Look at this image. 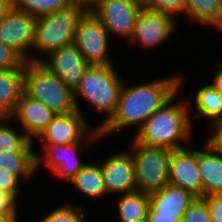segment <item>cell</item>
<instances>
[{
    "mask_svg": "<svg viewBox=\"0 0 222 222\" xmlns=\"http://www.w3.org/2000/svg\"><path fill=\"white\" fill-rule=\"evenodd\" d=\"M182 76L162 77L137 85L122 86L115 113L100 128V136H110L125 127L139 125L137 130L177 91L181 90ZM125 85V86H124Z\"/></svg>",
    "mask_w": 222,
    "mask_h": 222,
    "instance_id": "1",
    "label": "cell"
},
{
    "mask_svg": "<svg viewBox=\"0 0 222 222\" xmlns=\"http://www.w3.org/2000/svg\"><path fill=\"white\" fill-rule=\"evenodd\" d=\"M178 91L137 130L134 139L144 145L170 150L187 146L192 136V115L189 102H175Z\"/></svg>",
    "mask_w": 222,
    "mask_h": 222,
    "instance_id": "2",
    "label": "cell"
},
{
    "mask_svg": "<svg viewBox=\"0 0 222 222\" xmlns=\"http://www.w3.org/2000/svg\"><path fill=\"white\" fill-rule=\"evenodd\" d=\"M124 84L123 78L110 65H89L74 91V100L77 111L81 112L78 97L86 99L94 108L107 116L104 121L97 126L100 128L115 113L120 97V92Z\"/></svg>",
    "mask_w": 222,
    "mask_h": 222,
    "instance_id": "3",
    "label": "cell"
},
{
    "mask_svg": "<svg viewBox=\"0 0 222 222\" xmlns=\"http://www.w3.org/2000/svg\"><path fill=\"white\" fill-rule=\"evenodd\" d=\"M87 10L83 4L72 3L51 14L37 16L32 50L48 55L62 46L74 43L78 20Z\"/></svg>",
    "mask_w": 222,
    "mask_h": 222,
    "instance_id": "4",
    "label": "cell"
},
{
    "mask_svg": "<svg viewBox=\"0 0 222 222\" xmlns=\"http://www.w3.org/2000/svg\"><path fill=\"white\" fill-rule=\"evenodd\" d=\"M24 92L41 101L55 114L77 111L74 92L63 83L60 77L51 73L40 62H26Z\"/></svg>",
    "mask_w": 222,
    "mask_h": 222,
    "instance_id": "5",
    "label": "cell"
},
{
    "mask_svg": "<svg viewBox=\"0 0 222 222\" xmlns=\"http://www.w3.org/2000/svg\"><path fill=\"white\" fill-rule=\"evenodd\" d=\"M132 142L134 144L130 152L134 161L137 191L150 194L169 185L168 168L172 150L144 145L136 140Z\"/></svg>",
    "mask_w": 222,
    "mask_h": 222,
    "instance_id": "6",
    "label": "cell"
},
{
    "mask_svg": "<svg viewBox=\"0 0 222 222\" xmlns=\"http://www.w3.org/2000/svg\"><path fill=\"white\" fill-rule=\"evenodd\" d=\"M83 115L79 111L56 114L38 137L39 141H42V144L67 145L76 142L93 143L102 138L99 128L97 126L94 128L87 123Z\"/></svg>",
    "mask_w": 222,
    "mask_h": 222,
    "instance_id": "7",
    "label": "cell"
},
{
    "mask_svg": "<svg viewBox=\"0 0 222 222\" xmlns=\"http://www.w3.org/2000/svg\"><path fill=\"white\" fill-rule=\"evenodd\" d=\"M109 33L101 21L88 9L78 20L74 44L89 65H110Z\"/></svg>",
    "mask_w": 222,
    "mask_h": 222,
    "instance_id": "8",
    "label": "cell"
},
{
    "mask_svg": "<svg viewBox=\"0 0 222 222\" xmlns=\"http://www.w3.org/2000/svg\"><path fill=\"white\" fill-rule=\"evenodd\" d=\"M141 7V0H98L89 9L111 36L129 40Z\"/></svg>",
    "mask_w": 222,
    "mask_h": 222,
    "instance_id": "9",
    "label": "cell"
},
{
    "mask_svg": "<svg viewBox=\"0 0 222 222\" xmlns=\"http://www.w3.org/2000/svg\"><path fill=\"white\" fill-rule=\"evenodd\" d=\"M35 21V16L14 7L0 19V41L13 47L30 62H40L37 55H29L34 42Z\"/></svg>",
    "mask_w": 222,
    "mask_h": 222,
    "instance_id": "10",
    "label": "cell"
},
{
    "mask_svg": "<svg viewBox=\"0 0 222 222\" xmlns=\"http://www.w3.org/2000/svg\"><path fill=\"white\" fill-rule=\"evenodd\" d=\"M175 23V16L142 6L129 41L154 48L173 34Z\"/></svg>",
    "mask_w": 222,
    "mask_h": 222,
    "instance_id": "11",
    "label": "cell"
},
{
    "mask_svg": "<svg viewBox=\"0 0 222 222\" xmlns=\"http://www.w3.org/2000/svg\"><path fill=\"white\" fill-rule=\"evenodd\" d=\"M40 63L51 73L60 77L73 92L79 86L89 66L74 43L50 52L47 57H40Z\"/></svg>",
    "mask_w": 222,
    "mask_h": 222,
    "instance_id": "12",
    "label": "cell"
},
{
    "mask_svg": "<svg viewBox=\"0 0 222 222\" xmlns=\"http://www.w3.org/2000/svg\"><path fill=\"white\" fill-rule=\"evenodd\" d=\"M90 145L91 142H76L67 145L42 144L43 157L36 154V172L40 165L51 170L54 176L71 180L87 163L79 160L78 151L80 146Z\"/></svg>",
    "mask_w": 222,
    "mask_h": 222,
    "instance_id": "13",
    "label": "cell"
},
{
    "mask_svg": "<svg viewBox=\"0 0 222 222\" xmlns=\"http://www.w3.org/2000/svg\"><path fill=\"white\" fill-rule=\"evenodd\" d=\"M99 163L108 194H126L137 191L135 168L130 151L114 153Z\"/></svg>",
    "mask_w": 222,
    "mask_h": 222,
    "instance_id": "14",
    "label": "cell"
},
{
    "mask_svg": "<svg viewBox=\"0 0 222 222\" xmlns=\"http://www.w3.org/2000/svg\"><path fill=\"white\" fill-rule=\"evenodd\" d=\"M169 183L202 197V181L198 170V150L185 147L172 150L169 159Z\"/></svg>",
    "mask_w": 222,
    "mask_h": 222,
    "instance_id": "15",
    "label": "cell"
},
{
    "mask_svg": "<svg viewBox=\"0 0 222 222\" xmlns=\"http://www.w3.org/2000/svg\"><path fill=\"white\" fill-rule=\"evenodd\" d=\"M55 115L56 114L41 101L23 92L9 118L11 120H17L23 127L26 136L31 141H34L33 138H38L43 133Z\"/></svg>",
    "mask_w": 222,
    "mask_h": 222,
    "instance_id": "16",
    "label": "cell"
},
{
    "mask_svg": "<svg viewBox=\"0 0 222 222\" xmlns=\"http://www.w3.org/2000/svg\"><path fill=\"white\" fill-rule=\"evenodd\" d=\"M148 195L150 208L155 213L176 216V219L180 221L189 205L196 198L190 191L171 184Z\"/></svg>",
    "mask_w": 222,
    "mask_h": 222,
    "instance_id": "17",
    "label": "cell"
},
{
    "mask_svg": "<svg viewBox=\"0 0 222 222\" xmlns=\"http://www.w3.org/2000/svg\"><path fill=\"white\" fill-rule=\"evenodd\" d=\"M198 150V170L202 181V197L222 194V153L204 143Z\"/></svg>",
    "mask_w": 222,
    "mask_h": 222,
    "instance_id": "18",
    "label": "cell"
},
{
    "mask_svg": "<svg viewBox=\"0 0 222 222\" xmlns=\"http://www.w3.org/2000/svg\"><path fill=\"white\" fill-rule=\"evenodd\" d=\"M25 69L0 70V113L9 118L24 92Z\"/></svg>",
    "mask_w": 222,
    "mask_h": 222,
    "instance_id": "19",
    "label": "cell"
},
{
    "mask_svg": "<svg viewBox=\"0 0 222 222\" xmlns=\"http://www.w3.org/2000/svg\"><path fill=\"white\" fill-rule=\"evenodd\" d=\"M185 16L222 33V0H185Z\"/></svg>",
    "mask_w": 222,
    "mask_h": 222,
    "instance_id": "20",
    "label": "cell"
},
{
    "mask_svg": "<svg viewBox=\"0 0 222 222\" xmlns=\"http://www.w3.org/2000/svg\"><path fill=\"white\" fill-rule=\"evenodd\" d=\"M70 182L78 189L81 194L96 200L106 197L108 194L104 178L102 175L101 166L97 164H86L71 180Z\"/></svg>",
    "mask_w": 222,
    "mask_h": 222,
    "instance_id": "21",
    "label": "cell"
},
{
    "mask_svg": "<svg viewBox=\"0 0 222 222\" xmlns=\"http://www.w3.org/2000/svg\"><path fill=\"white\" fill-rule=\"evenodd\" d=\"M118 202V216L121 222H138L147 218L150 199L147 193L135 191L121 194Z\"/></svg>",
    "mask_w": 222,
    "mask_h": 222,
    "instance_id": "22",
    "label": "cell"
},
{
    "mask_svg": "<svg viewBox=\"0 0 222 222\" xmlns=\"http://www.w3.org/2000/svg\"><path fill=\"white\" fill-rule=\"evenodd\" d=\"M0 169L14 174L19 180L29 179L36 173L35 152H0Z\"/></svg>",
    "mask_w": 222,
    "mask_h": 222,
    "instance_id": "23",
    "label": "cell"
},
{
    "mask_svg": "<svg viewBox=\"0 0 222 222\" xmlns=\"http://www.w3.org/2000/svg\"><path fill=\"white\" fill-rule=\"evenodd\" d=\"M195 102L198 111L195 116L200 113L211 123L222 117V94L211 84L196 91Z\"/></svg>",
    "mask_w": 222,
    "mask_h": 222,
    "instance_id": "24",
    "label": "cell"
},
{
    "mask_svg": "<svg viewBox=\"0 0 222 222\" xmlns=\"http://www.w3.org/2000/svg\"><path fill=\"white\" fill-rule=\"evenodd\" d=\"M10 121L6 117L0 121V152H34V141L6 123Z\"/></svg>",
    "mask_w": 222,
    "mask_h": 222,
    "instance_id": "25",
    "label": "cell"
},
{
    "mask_svg": "<svg viewBox=\"0 0 222 222\" xmlns=\"http://www.w3.org/2000/svg\"><path fill=\"white\" fill-rule=\"evenodd\" d=\"M72 3L71 0H13V7L37 17L51 14Z\"/></svg>",
    "mask_w": 222,
    "mask_h": 222,
    "instance_id": "26",
    "label": "cell"
},
{
    "mask_svg": "<svg viewBox=\"0 0 222 222\" xmlns=\"http://www.w3.org/2000/svg\"><path fill=\"white\" fill-rule=\"evenodd\" d=\"M37 222H86V215L81 205L63 203Z\"/></svg>",
    "mask_w": 222,
    "mask_h": 222,
    "instance_id": "27",
    "label": "cell"
},
{
    "mask_svg": "<svg viewBox=\"0 0 222 222\" xmlns=\"http://www.w3.org/2000/svg\"><path fill=\"white\" fill-rule=\"evenodd\" d=\"M26 62L13 47L0 41V70L25 69Z\"/></svg>",
    "mask_w": 222,
    "mask_h": 222,
    "instance_id": "28",
    "label": "cell"
},
{
    "mask_svg": "<svg viewBox=\"0 0 222 222\" xmlns=\"http://www.w3.org/2000/svg\"><path fill=\"white\" fill-rule=\"evenodd\" d=\"M143 7L161 11L172 16L185 14V0H141Z\"/></svg>",
    "mask_w": 222,
    "mask_h": 222,
    "instance_id": "29",
    "label": "cell"
},
{
    "mask_svg": "<svg viewBox=\"0 0 222 222\" xmlns=\"http://www.w3.org/2000/svg\"><path fill=\"white\" fill-rule=\"evenodd\" d=\"M181 222H212L205 201L196 197L185 211Z\"/></svg>",
    "mask_w": 222,
    "mask_h": 222,
    "instance_id": "30",
    "label": "cell"
},
{
    "mask_svg": "<svg viewBox=\"0 0 222 222\" xmlns=\"http://www.w3.org/2000/svg\"><path fill=\"white\" fill-rule=\"evenodd\" d=\"M19 183L20 180L14 175L4 169H0V190L10 193L17 201H19Z\"/></svg>",
    "mask_w": 222,
    "mask_h": 222,
    "instance_id": "31",
    "label": "cell"
},
{
    "mask_svg": "<svg viewBox=\"0 0 222 222\" xmlns=\"http://www.w3.org/2000/svg\"><path fill=\"white\" fill-rule=\"evenodd\" d=\"M208 208L212 222H222V194L201 197Z\"/></svg>",
    "mask_w": 222,
    "mask_h": 222,
    "instance_id": "32",
    "label": "cell"
},
{
    "mask_svg": "<svg viewBox=\"0 0 222 222\" xmlns=\"http://www.w3.org/2000/svg\"><path fill=\"white\" fill-rule=\"evenodd\" d=\"M213 133L208 135L205 141L214 149L222 153V117L210 123Z\"/></svg>",
    "mask_w": 222,
    "mask_h": 222,
    "instance_id": "33",
    "label": "cell"
},
{
    "mask_svg": "<svg viewBox=\"0 0 222 222\" xmlns=\"http://www.w3.org/2000/svg\"><path fill=\"white\" fill-rule=\"evenodd\" d=\"M17 200L6 191L0 190V215L18 214Z\"/></svg>",
    "mask_w": 222,
    "mask_h": 222,
    "instance_id": "34",
    "label": "cell"
},
{
    "mask_svg": "<svg viewBox=\"0 0 222 222\" xmlns=\"http://www.w3.org/2000/svg\"><path fill=\"white\" fill-rule=\"evenodd\" d=\"M148 222H181L176 216H166L155 213L150 207L147 213Z\"/></svg>",
    "mask_w": 222,
    "mask_h": 222,
    "instance_id": "35",
    "label": "cell"
},
{
    "mask_svg": "<svg viewBox=\"0 0 222 222\" xmlns=\"http://www.w3.org/2000/svg\"><path fill=\"white\" fill-rule=\"evenodd\" d=\"M211 85L222 94V61L217 65Z\"/></svg>",
    "mask_w": 222,
    "mask_h": 222,
    "instance_id": "36",
    "label": "cell"
},
{
    "mask_svg": "<svg viewBox=\"0 0 222 222\" xmlns=\"http://www.w3.org/2000/svg\"><path fill=\"white\" fill-rule=\"evenodd\" d=\"M13 8V0H0V19L6 16Z\"/></svg>",
    "mask_w": 222,
    "mask_h": 222,
    "instance_id": "37",
    "label": "cell"
},
{
    "mask_svg": "<svg viewBox=\"0 0 222 222\" xmlns=\"http://www.w3.org/2000/svg\"><path fill=\"white\" fill-rule=\"evenodd\" d=\"M18 214H2L0 222H18Z\"/></svg>",
    "mask_w": 222,
    "mask_h": 222,
    "instance_id": "38",
    "label": "cell"
},
{
    "mask_svg": "<svg viewBox=\"0 0 222 222\" xmlns=\"http://www.w3.org/2000/svg\"><path fill=\"white\" fill-rule=\"evenodd\" d=\"M73 3H80L85 5L88 9L98 0H71Z\"/></svg>",
    "mask_w": 222,
    "mask_h": 222,
    "instance_id": "39",
    "label": "cell"
},
{
    "mask_svg": "<svg viewBox=\"0 0 222 222\" xmlns=\"http://www.w3.org/2000/svg\"><path fill=\"white\" fill-rule=\"evenodd\" d=\"M138 222H148V219L146 218V219L138 221Z\"/></svg>",
    "mask_w": 222,
    "mask_h": 222,
    "instance_id": "40",
    "label": "cell"
},
{
    "mask_svg": "<svg viewBox=\"0 0 222 222\" xmlns=\"http://www.w3.org/2000/svg\"><path fill=\"white\" fill-rule=\"evenodd\" d=\"M5 118L1 113H0V121Z\"/></svg>",
    "mask_w": 222,
    "mask_h": 222,
    "instance_id": "41",
    "label": "cell"
}]
</instances>
